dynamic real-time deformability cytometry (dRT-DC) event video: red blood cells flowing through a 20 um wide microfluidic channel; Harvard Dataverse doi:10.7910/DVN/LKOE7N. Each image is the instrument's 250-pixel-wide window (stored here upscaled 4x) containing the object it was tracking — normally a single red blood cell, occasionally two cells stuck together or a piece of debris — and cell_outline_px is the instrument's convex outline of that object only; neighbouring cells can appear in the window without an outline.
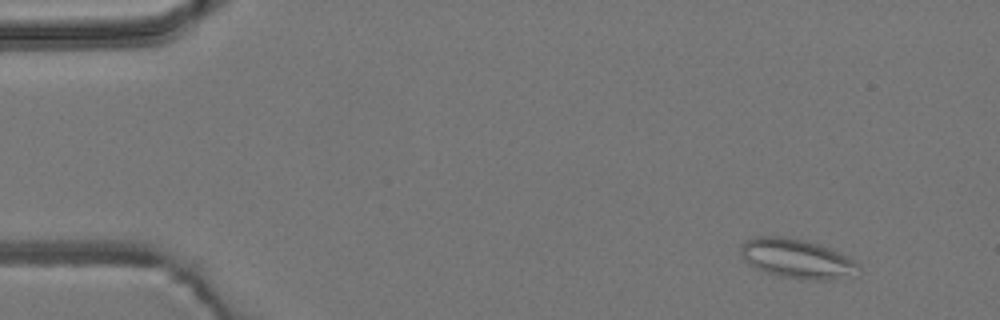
{"species": "common noctule bat (a hibernating species)", "species_latin": "Nyctalus noctula", "temperature_condition": "room temperature", "stored_images_in_passage": 5, "camera_frame_rate_fps": 3000, "um_per_image_px": 0.085, "animal": {"sex": "male", "body_mass_g": 19.2, "forearm_length_mm": 51.8}, "frame": {"image": 1, "passage_image": 2, "time_ms": 1.333, "image_size_px": [1000, 320], "cell_outline_px": [[860, 276], [832, 280], [812, 280], [780, 276], [756, 268], [744, 260], [740, 256], [740, 244], [744, 240], [756, 236], [784, 236], [804, 240], [820, 244], [840, 252], [848, 256], [860, 264]], "centroid_in_image_um": [67.8, 21.99], "position_along_channel_um": 17.2, "area_um2": 27.69}}
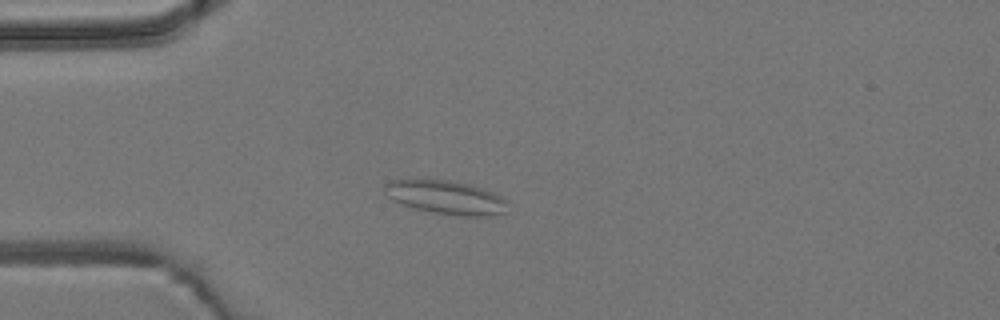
{"frame": {"image": 2, "passage_image": 4, "time_ms": 4.333, "image_size_px": [1000, 320], "cell_outline_px": [[504, 212], [492, 216], [460, 216], [432, 212], [400, 204], [392, 200], [388, 196], [384, 188], [384, 184], [392, 180], [416, 176], [448, 180], [472, 184], [492, 192], [500, 196], [504, 200]], "centroid_in_image_um": [37.8, 16.72], "position_along_channel_um": 47.2, "area_um2": 24.62}}